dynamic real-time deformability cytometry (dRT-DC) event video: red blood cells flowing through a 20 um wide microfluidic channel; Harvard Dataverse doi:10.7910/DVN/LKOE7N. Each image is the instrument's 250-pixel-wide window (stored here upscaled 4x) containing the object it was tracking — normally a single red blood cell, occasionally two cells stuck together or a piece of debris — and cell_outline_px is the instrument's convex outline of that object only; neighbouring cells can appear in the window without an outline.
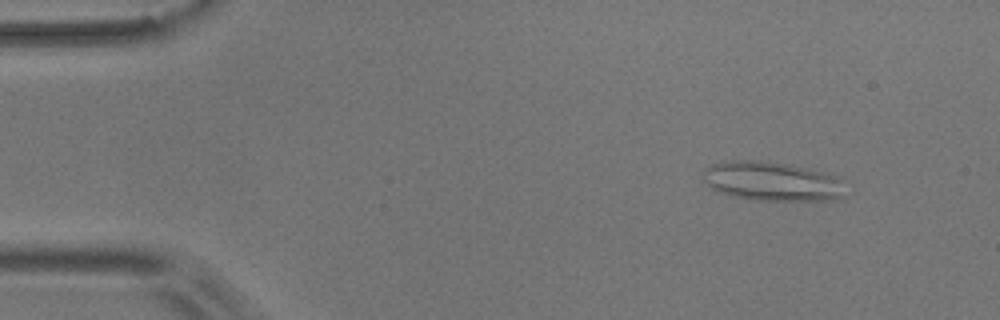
{"species": "common noctule bat (a hibernating species)", "species_latin": "Nyctalus noctula", "temperature_condition": "room temperature", "stored_images_in_passage": 40, "camera_frame_rate_fps": 3000, "um_per_image_px": 0.085, "animal": {"sex": "male", "body_mass_g": 17.9}, "frame": {"image": 1, "passage_image": 6, "time_ms": 1.667, "image_size_px": [1000, 320], "cell_outline_px": [[844, 196], [836, 200], [752, 200], [732, 196], [720, 192], [712, 188], [704, 180], [700, 172], [704, 168], [712, 164], [732, 160], [756, 160], [788, 164], [836, 176], [844, 180]], "centroid_in_image_um": [65.61, 15.42], "position_along_channel_um": 19.4, "area_um2": 32.6}}
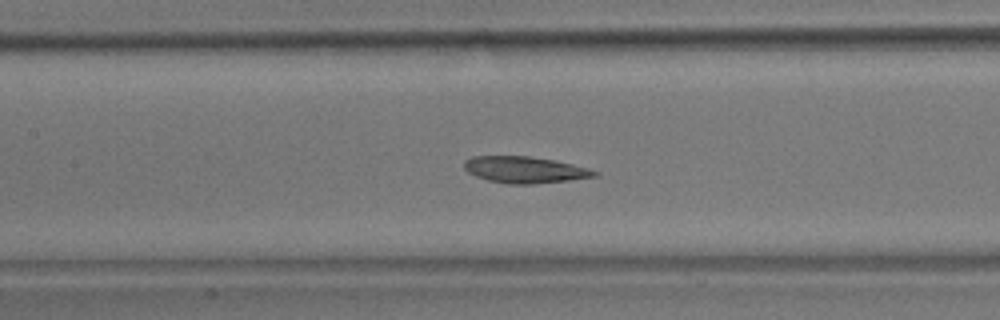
{"frame": {"image": 2, "passage_image": 26, "time_ms": 8.333, "image_size_px": [1000, 320], "cell_outline_px": [[600, 176], [568, 180], [532, 184], [508, 184], [488, 180], [476, 176], [468, 172], [464, 168], [464, 160], [472, 156], [528, 156], [556, 160], [588, 168], [600, 172]], "centroid_in_image_um": [44.63, 14.42], "position_along_channel_um": 162.8, "area_um2": 20.23}}
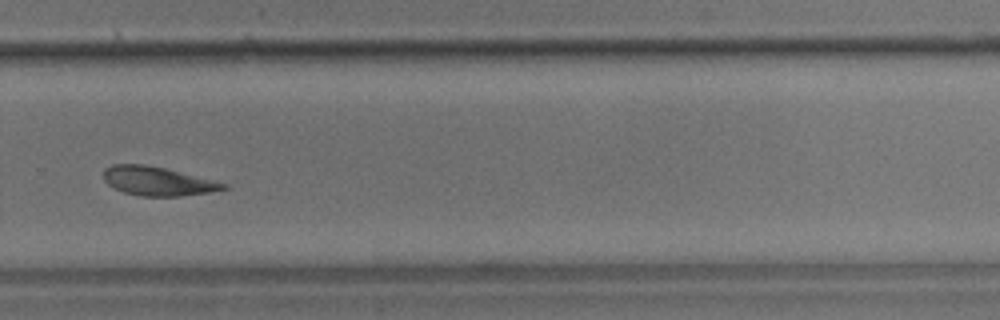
{"frame": {"image": 3, "passage_image": 39, "time_ms": 12.667, "image_size_px": [1000, 320], "cell_outline_px": [[228, 188], [208, 192], [180, 196], [144, 196], [124, 192], [112, 188], [104, 180], [104, 168], [112, 164], [144, 164], [164, 168], [228, 184]], "centroid_in_image_um": [13.34, 15.39], "position_along_channel_um": 316.5, "area_um2": 19.94}}